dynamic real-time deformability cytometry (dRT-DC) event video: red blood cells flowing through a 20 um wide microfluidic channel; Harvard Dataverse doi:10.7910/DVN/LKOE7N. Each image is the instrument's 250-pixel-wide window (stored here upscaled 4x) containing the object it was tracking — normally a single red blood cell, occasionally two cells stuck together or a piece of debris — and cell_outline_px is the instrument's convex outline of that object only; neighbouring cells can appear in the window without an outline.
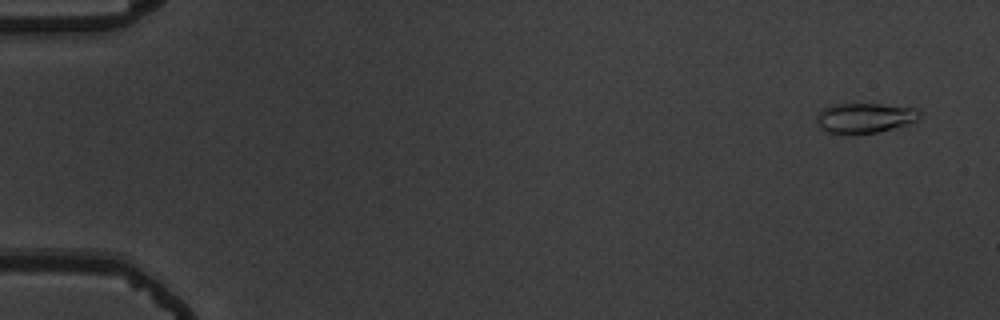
{"species": "common noctule bat (a hibernating species)", "species_latin": "Nyctalus noctula", "temperature_condition": "warm", "stored_images_in_passage": 56, "camera_frame_rate_fps": 3000, "um_per_image_px": 0.085, "animal": {"sex": "male", "body_mass_g": 19.5, "forearm_length_mm": 54.6}, "frame": {"image": 1, "passage_image": 3, "time_ms": 0.667, "image_size_px": [1000, 320], "cell_outline_px": [[920, 116], [916, 120], [892, 128], [876, 132], [828, 132], [820, 128], [816, 124], [816, 116], [824, 108], [832, 104], [880, 104], [916, 108], [920, 112]], "centroid_in_image_um": [73.47, 9.99], "position_along_channel_um": 11.5, "area_um2": 17.46}}
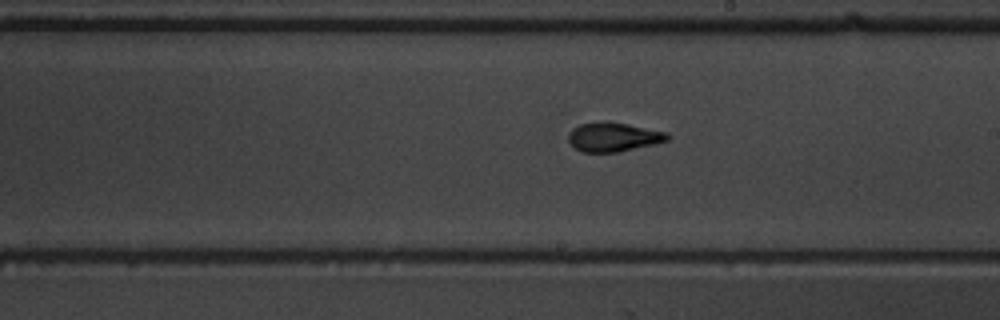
{"frame": {"image": 2, "passage_image": 33, "time_ms": 10.667, "image_size_px": [1000, 320], "cell_outline_px": [[672, 136], [668, 140], [656, 144], [616, 152], [580, 152], [568, 140], [568, 132], [572, 128], [580, 124], [604, 120], [628, 124], [664, 132]], "centroid_in_image_um": [52.11, 11.63], "position_along_channel_um": 236.9, "area_um2": 16.88}}
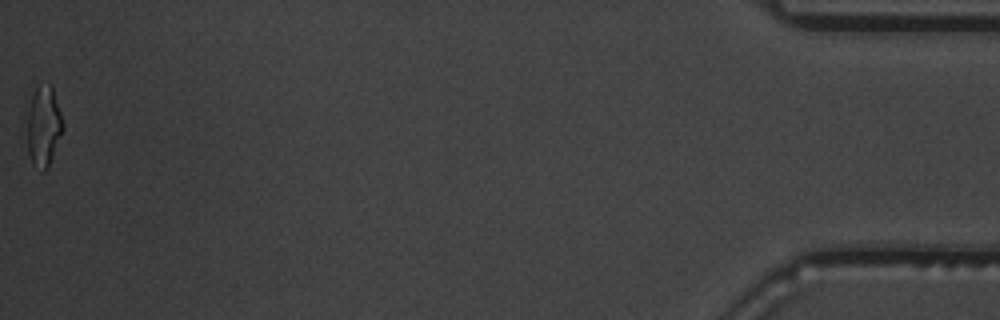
{"frame": {"image": 3, "passage_image": 56, "time_ms": 18.333, "image_size_px": [1000, 320], "cell_outline_px": [[64, 128], [48, 168], [44, 172], [40, 172], [32, 164], [28, 152], [24, 104], [36, 84], [52, 84], [64, 124]], "centroid_in_image_um": [3.64, 10.66], "position_along_channel_um": 431.6, "area_um2": 18.09}, "authors_computed_cell_mechanics": {"area_um2": 16.6464, "velocity_mm_per_s": 3.7202, "shape_relaxation_time_tau1_ms": 5.3364, "shape_relaxation_time_tau2_ms": 1.4373, "deformation_change_tau1": 0.1895, "deformation_change_tau2": 0.0939}}